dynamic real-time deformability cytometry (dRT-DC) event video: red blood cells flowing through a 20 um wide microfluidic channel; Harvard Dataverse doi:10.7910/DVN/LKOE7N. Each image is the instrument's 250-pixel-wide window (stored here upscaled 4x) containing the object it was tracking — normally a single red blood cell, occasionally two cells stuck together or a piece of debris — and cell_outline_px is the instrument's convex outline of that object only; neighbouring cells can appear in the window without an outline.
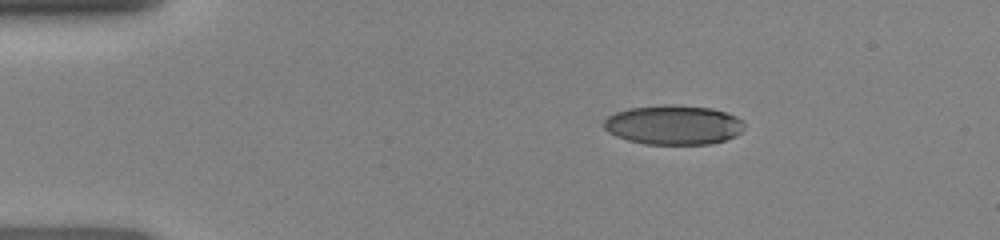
{"species": "human", "species_latin": "Homo sapiens", "temperature_condition": "room temperature", "stored_images_in_passage": 40, "camera_frame_rate_fps": 3000, "um_per_image_px": 0.085, "donor": {"sex": "female"}, "frame": {"image": 1, "passage_image": 1, "time_ms": 0.0, "image_size_px": [1000, 240], "cell_outline_px": [[744, 128], [736, 136], [712, 144], [644, 144], [628, 140], [616, 136], [608, 132], [604, 128], [604, 120], [608, 116], [616, 112], [628, 108], [660, 104], [672, 104], [712, 108], [736, 116], [744, 124]], "centroid_in_image_um": [57.23, 10.61], "position_along_channel_um": 27.8, "area_um2": 32.48}}
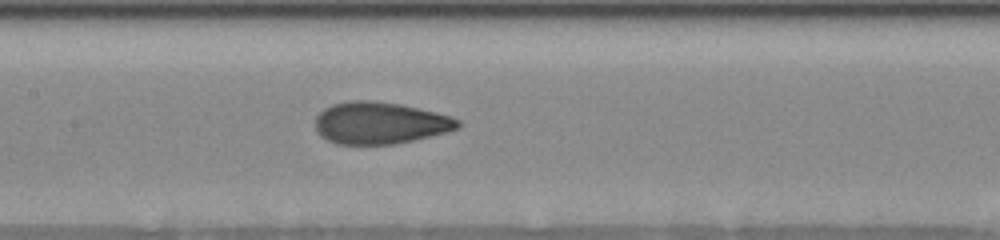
{"frame": {"image": 2, "passage_image": 16, "time_ms": 5.0, "image_size_px": [1000, 240], "cell_outline_px": [[460, 124], [456, 128], [448, 132], [396, 144], [336, 144], [320, 136], [316, 132], [316, 116], [324, 108], [332, 104], [348, 100], [372, 100], [400, 104], [436, 112], [452, 116], [460, 120]], "centroid_in_image_um": [32.28, 10.45], "position_along_channel_um": 175.1, "area_um2": 35.03}}
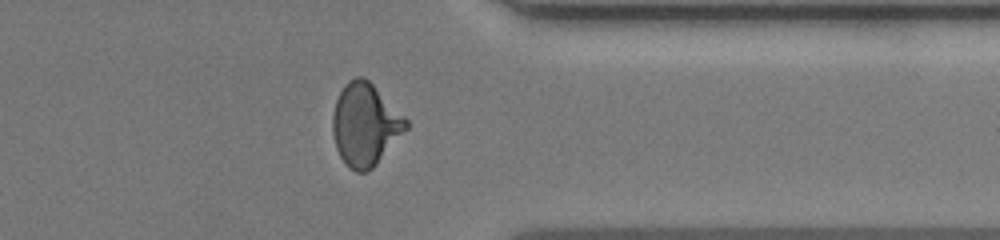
{"frame": {"image": 3, "passage_image": 31, "time_ms": 10.0, "image_size_px": [1000, 240], "cell_outline_px": [[408, 128], [376, 164], [368, 172], [356, 172], [348, 168], [340, 156], [336, 148], [332, 132], [332, 112], [336, 100], [344, 84], [348, 80], [356, 76], [364, 76], [408, 120]], "centroid_in_image_um": [31.01, 10.59], "position_along_channel_um": 380.4, "area_um2": 35.2}}